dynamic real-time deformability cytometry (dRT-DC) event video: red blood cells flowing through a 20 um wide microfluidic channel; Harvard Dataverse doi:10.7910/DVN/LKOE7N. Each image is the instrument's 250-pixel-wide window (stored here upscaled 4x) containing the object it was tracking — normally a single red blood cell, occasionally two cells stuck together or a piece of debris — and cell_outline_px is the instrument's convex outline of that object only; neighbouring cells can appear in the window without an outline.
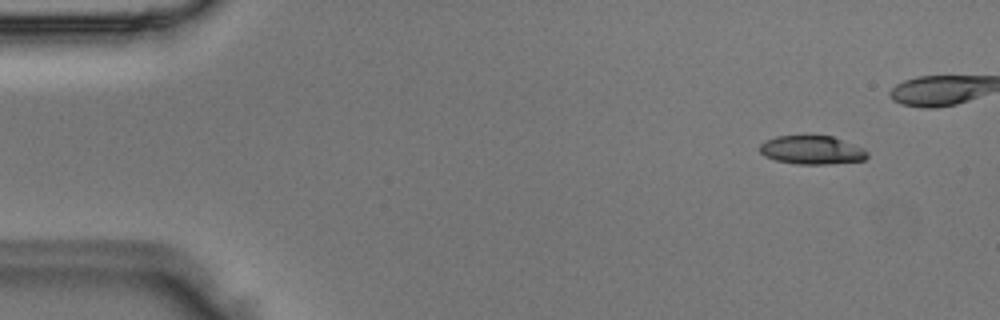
{"species": "Egyptian fruit bat (a non-hibernating species)", "species_latin": "Rousettus aegyptiacus", "temperature_condition": "room temperature", "stored_images_in_passage": 7, "camera_frame_rate_fps": 3000, "um_per_image_px": 0.085, "animal": {"sex": "male"}, "frame": {"image": 1, "passage_image": 2, "time_ms": 0.333, "image_size_px": [1000, 320], "cell_outline_px": [[868, 156], [864, 160], [828, 164], [796, 164], [776, 160], [764, 156], [760, 152], [760, 144], [776, 136], [832, 136], [864, 148], [868, 152]], "centroid_in_image_um": [69.02, 12.76], "position_along_channel_um": 16.0, "area_um2": 17.8}}
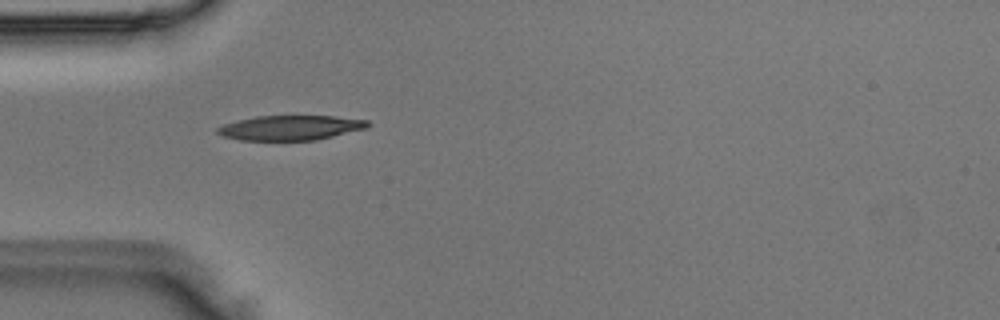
{"frame": {"image": 2, "passage_image": 6, "time_ms": 1.667, "image_size_px": [1000, 320], "cell_outline_px": [[372, 124], [368, 128], [316, 140], [240, 140], [224, 136], [216, 132], [216, 128], [224, 124], [236, 120], [256, 116], [336, 116], [368, 120]], "centroid_in_image_um": [24.72, 10.85], "position_along_channel_um": 60.3, "area_um2": 21.79}}
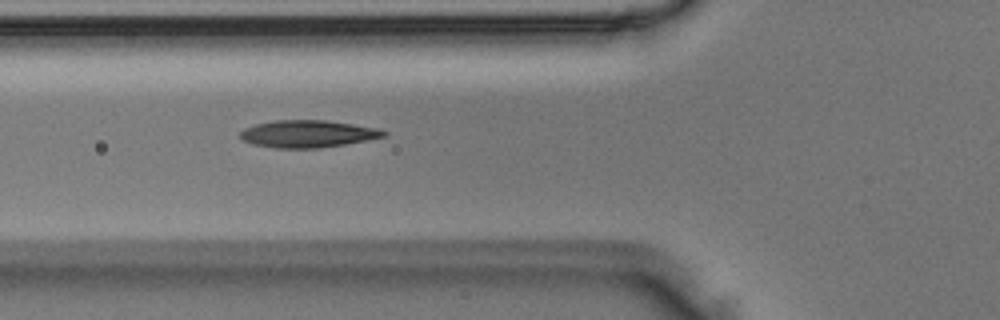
{"frame": {"image": 3, "passage_image": 7, "time_ms": 2.0, "image_size_px": [1000, 320], "cell_outline_px": [[388, 132], [384, 136], [344, 144], [320, 148], [276, 148], [252, 144], [244, 140], [240, 136], [240, 132], [244, 128], [256, 124], [276, 120], [324, 120], [380, 128]], "centroid_in_image_um": [26.14, 11.37], "position_along_channel_um": 99.7, "area_um2": 22.6}}